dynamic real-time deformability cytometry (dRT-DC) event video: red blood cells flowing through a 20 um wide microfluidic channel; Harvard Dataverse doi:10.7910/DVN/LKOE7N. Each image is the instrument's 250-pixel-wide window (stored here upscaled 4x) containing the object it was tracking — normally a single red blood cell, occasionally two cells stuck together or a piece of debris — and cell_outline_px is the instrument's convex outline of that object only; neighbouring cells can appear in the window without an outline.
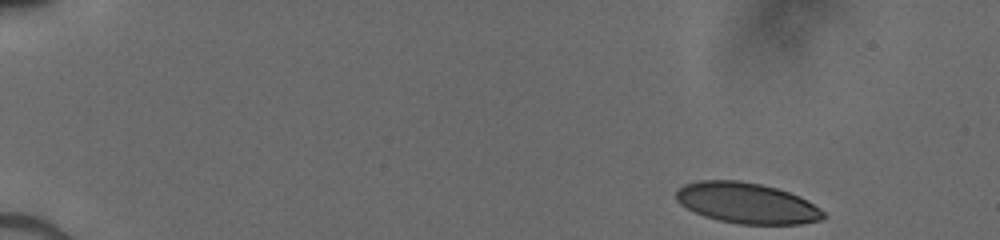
{"species": "human", "species_latin": "Homo sapiens", "temperature_condition": "cold", "stored_images_in_passage": 46, "camera_frame_rate_fps": 3000, "um_per_image_px": 0.085, "donor": {"sex": "male"}, "frame": {"image": 1, "passage_image": 1, "time_ms": 0.0, "image_size_px": [1000, 240], "cell_outline_px": [[828, 216], [820, 220], [800, 224], [740, 224], [720, 220], [704, 216], [680, 204], [676, 200], [676, 192], [684, 184], [700, 180], [736, 180], [760, 184], [776, 188], [800, 196], [808, 200], [820, 208]], "centroid_in_image_um": [63.51, 17.26], "position_along_channel_um": 21.5, "area_um2": 34.85}}
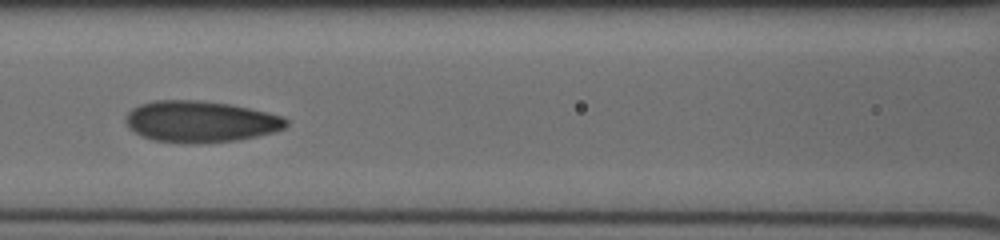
{"frame": {"image": 2, "passage_image": 20, "time_ms": 6.333, "image_size_px": [1000, 240], "cell_outline_px": [[288, 124], [284, 128], [276, 132], [240, 140], [188, 144], [184, 144], [152, 140], [140, 136], [128, 128], [124, 120], [128, 112], [132, 108], [140, 104], [152, 100], [200, 100], [232, 104], [284, 116], [288, 120]], "centroid_in_image_um": [17.03, 10.34], "position_along_channel_um": 149.6, "area_um2": 39.36}}
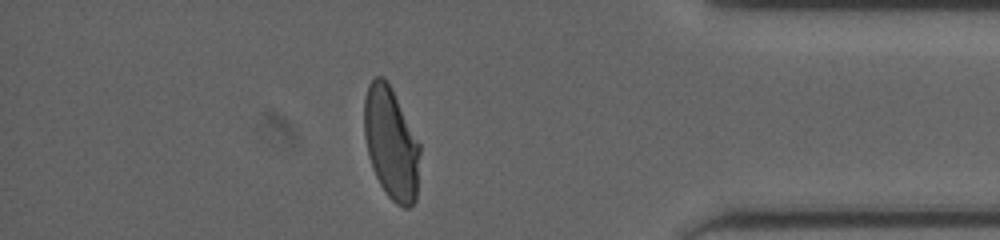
{"frame": {"image": 3, "passage_image": 40, "time_ms": 13.0, "image_size_px": [1000, 240], "cell_outline_px": [[420, 152], [416, 200], [408, 208], [404, 208], [396, 204], [388, 196], [380, 184], [372, 168], [368, 156], [364, 136], [364, 100], [368, 84], [376, 76], [384, 76], [392, 88], [420, 144]], "centroid_in_image_um": [33.24, 12.17], "position_along_channel_um": 402.0, "area_um2": 36.53}}